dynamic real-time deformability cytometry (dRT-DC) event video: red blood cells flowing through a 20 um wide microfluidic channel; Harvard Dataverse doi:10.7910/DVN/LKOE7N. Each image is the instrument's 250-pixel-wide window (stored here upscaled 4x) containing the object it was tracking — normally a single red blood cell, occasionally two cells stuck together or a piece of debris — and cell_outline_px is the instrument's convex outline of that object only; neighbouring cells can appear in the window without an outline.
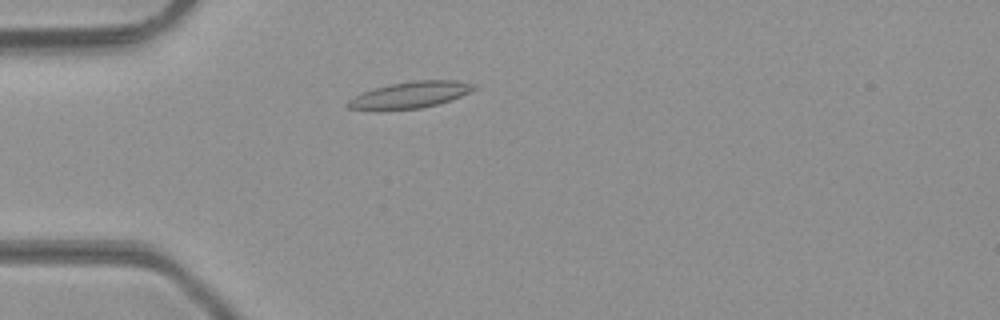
{"species": "common noctule bat (a hibernating species)", "species_latin": "Nyctalus noctula", "temperature_condition": "room temperature", "stored_images_in_passage": 31, "camera_frame_rate_fps": 3000, "um_per_image_px": 0.085, "animal": {"sex": "male", "body_mass_g": 23.1, "forearm_length_mm": 52.7}, "frame": {"image": 1, "passage_image": 1, "time_ms": 0.0, "image_size_px": [1000, 320], "cell_outline_px": [[476, 88], [460, 96], [436, 104], [420, 108], [376, 112], [348, 108], [344, 104], [348, 100], [364, 92], [376, 88], [392, 84], [412, 80], [452, 80], [476, 84]], "centroid_in_image_um": [34.78, 8.09], "position_along_channel_um": 50.2, "area_um2": 19.54}}
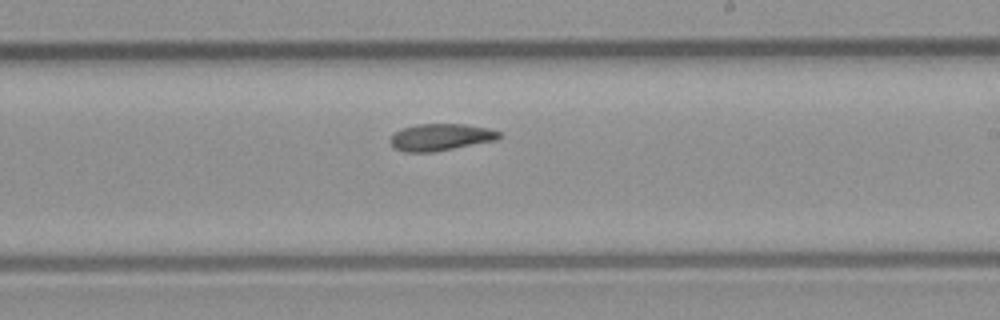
{"frame": {"image": 2, "passage_image": 16, "time_ms": 5.0, "image_size_px": [1000, 320], "cell_outline_px": [[504, 136], [496, 140], [432, 152], [404, 152], [396, 148], [388, 140], [400, 128], [416, 124], [464, 124], [488, 128], [500, 132]], "centroid_in_image_um": [37.46, 11.65], "position_along_channel_um": 251.5, "area_um2": 17.05}}
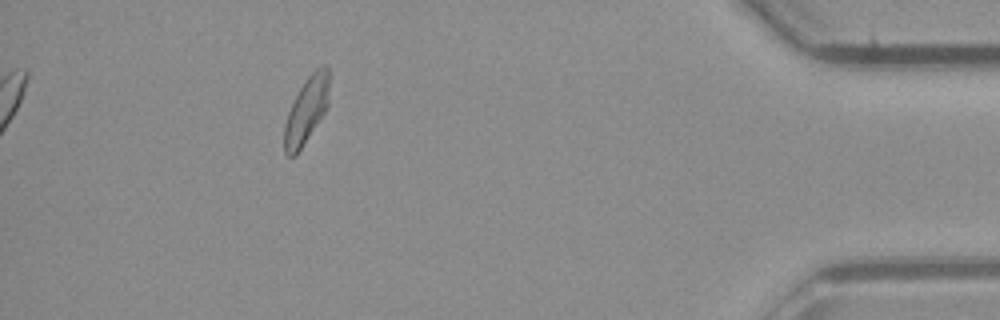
{"frame": {"image": 3, "passage_image": 31, "time_ms": 10.0, "image_size_px": [1000, 320], "cell_outline_px": [[328, 104], [324, 112], [296, 156], [288, 156], [284, 152], [284, 124], [288, 112], [300, 88], [308, 76], [320, 64], [324, 64], [328, 68]], "centroid_in_image_um": [26.03, 9.37], "position_along_channel_um": 409.2, "area_um2": 17.05}}